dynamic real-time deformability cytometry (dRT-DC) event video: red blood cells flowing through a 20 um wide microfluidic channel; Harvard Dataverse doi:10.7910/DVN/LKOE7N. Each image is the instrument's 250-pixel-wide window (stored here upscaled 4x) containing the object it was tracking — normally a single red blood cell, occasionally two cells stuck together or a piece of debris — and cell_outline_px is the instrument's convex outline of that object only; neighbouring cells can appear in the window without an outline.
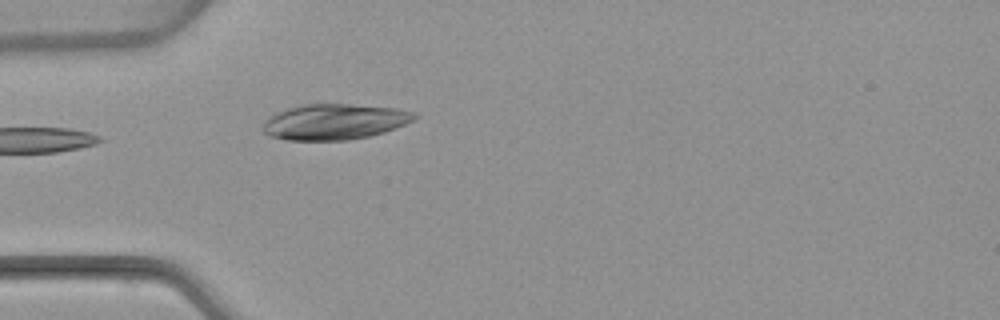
{"species": "common noctule bat (a hibernating species)", "species_latin": "Nyctalus noctula", "temperature_condition": "warm", "stored_images_in_passage": 4, "camera_frame_rate_fps": 3000, "um_per_image_px": 0.085, "animal": {"sex": "female", "body_mass_g": 22.7, "forearm_length_mm": 54.2}, "frame": {"image": 1, "passage_image": 4, "time_ms": 4.333, "image_size_px": [1000, 320], "cell_outline_px": [[420, 116], [396, 128], [384, 132], [368, 136], [348, 140], [288, 140], [272, 136], [264, 132], [264, 120], [268, 116], [276, 112], [288, 108], [304, 104], [352, 104], [396, 108], [416, 112]], "centroid_in_image_um": [28.45, 10.34], "position_along_channel_um": 56.6, "area_um2": 31.5}}